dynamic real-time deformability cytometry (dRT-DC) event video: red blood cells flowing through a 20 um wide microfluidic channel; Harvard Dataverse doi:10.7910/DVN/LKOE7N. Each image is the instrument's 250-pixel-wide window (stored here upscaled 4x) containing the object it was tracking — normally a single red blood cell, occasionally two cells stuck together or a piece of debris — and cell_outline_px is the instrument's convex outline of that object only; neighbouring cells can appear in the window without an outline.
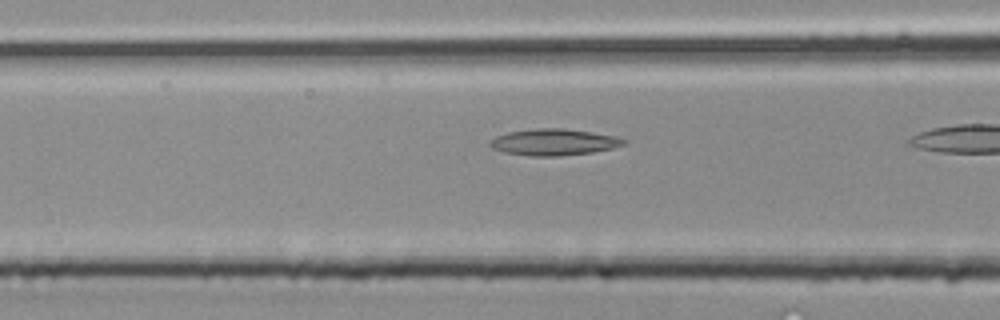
{"species": "common noctule bat (a hibernating species)", "species_latin": "Nyctalus noctula", "temperature_condition": "room temperature", "stored_images_in_passage": 14, "camera_frame_rate_fps": 3000, "um_per_image_px": 0.085, "animal": {"sex": "male", "body_mass_g": 20.4}, "frame": {"image": 1, "passage_image": 12, "time_ms": 3.667, "image_size_px": [1000, 320], "cell_outline_px": [[628, 144], [612, 148], [592, 152], [560, 156], [532, 156], [504, 152], [492, 148], [488, 144], [488, 140], [496, 136], [508, 132], [536, 128], [564, 128], [592, 132], [612, 136], [628, 140]], "centroid_in_image_um": [47.06, 12.08], "position_along_channel_um": 119.5, "area_um2": 20.69}}